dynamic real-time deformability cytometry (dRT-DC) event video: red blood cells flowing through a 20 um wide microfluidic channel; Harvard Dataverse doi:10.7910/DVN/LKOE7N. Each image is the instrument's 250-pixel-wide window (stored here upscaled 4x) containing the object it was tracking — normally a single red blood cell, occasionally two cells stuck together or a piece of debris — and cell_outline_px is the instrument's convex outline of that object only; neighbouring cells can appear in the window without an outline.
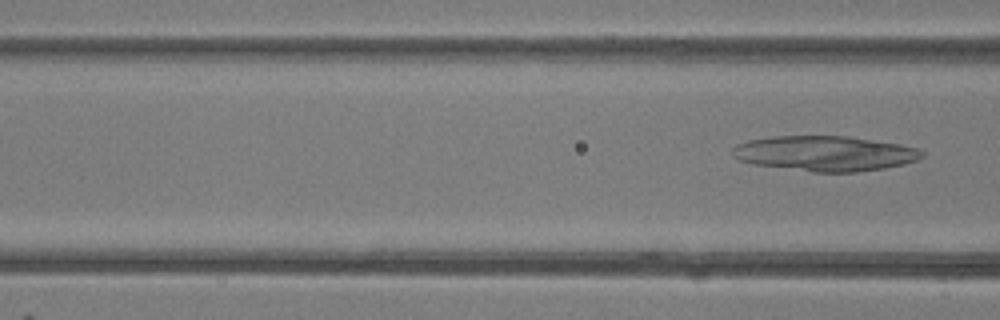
{"species": "common noctule bat (a hibernating species)", "species_latin": "Nyctalus noctula", "temperature_condition": "room temperature", "stored_images_in_passage": 9, "camera_frame_rate_fps": 3000, "um_per_image_px": 0.085, "animal": {"sex": "female"}, "frame": {"image": 1, "passage_image": 9, "time_ms": 2.667, "image_size_px": [1000, 320], "cell_outline_px": [[924, 156], [916, 160], [904, 164], [884, 168], [856, 172], [812, 172], [752, 164], [740, 160], [732, 156], [732, 148], [736, 144], [748, 140], [772, 136], [848, 136], [900, 144], [916, 148], [924, 152]], "centroid_in_image_um": [70.09, 13.04], "position_along_channel_um": 96.5, "area_um2": 38.96}}